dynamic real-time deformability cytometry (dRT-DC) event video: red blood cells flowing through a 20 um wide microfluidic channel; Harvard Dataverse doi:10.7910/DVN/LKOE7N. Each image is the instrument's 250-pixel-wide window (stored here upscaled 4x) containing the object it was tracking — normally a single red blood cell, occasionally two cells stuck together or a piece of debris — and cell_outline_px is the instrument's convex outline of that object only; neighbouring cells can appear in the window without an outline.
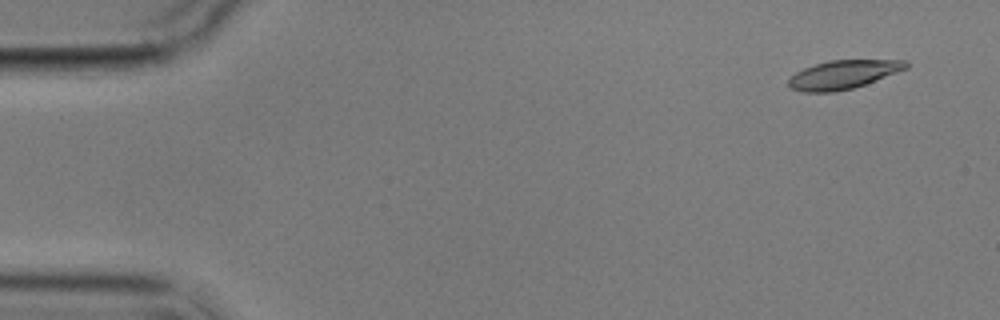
{"species": "common noctule bat (a hibernating species)", "species_latin": "Nyctalus noctula", "temperature_condition": "cold", "stored_images_in_passage": 2, "camera_frame_rate_fps": 3000, "um_per_image_px": 0.085, "animal": {"sex": "male", "body_mass_g": 17.9}, "frame": {"image": 1, "passage_image": 1, "time_ms": 0.0, "image_size_px": [1000, 320], "cell_outline_px": [[908, 68], [864, 84], [852, 88], [832, 92], [804, 92], [788, 88], [788, 80], [796, 72], [804, 68], [816, 64], [832, 60], [904, 60], [908, 64]], "centroid_in_image_um": [71.63, 6.34], "position_along_channel_um": 13.4, "area_um2": 19.31}}